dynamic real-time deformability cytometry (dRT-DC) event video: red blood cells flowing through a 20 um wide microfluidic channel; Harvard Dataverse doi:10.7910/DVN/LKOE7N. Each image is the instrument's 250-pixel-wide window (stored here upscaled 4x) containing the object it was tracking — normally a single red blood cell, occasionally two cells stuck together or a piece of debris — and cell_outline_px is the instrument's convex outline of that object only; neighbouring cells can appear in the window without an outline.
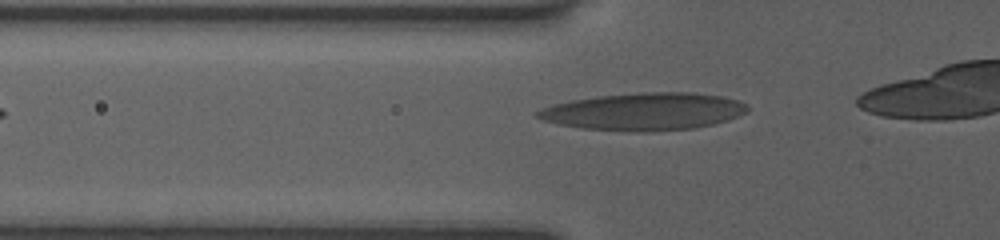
{"species": "human", "species_latin": "Homo sapiens", "temperature_condition": "room temperature", "stored_images_in_passage": 29, "camera_frame_rate_fps": 3000, "um_per_image_px": 0.085, "donor": {"sex": "female"}, "frame": {"image": 1, "passage_image": 4, "time_ms": 1.0, "image_size_px": [1000, 240], "cell_outline_px": [[748, 112], [728, 120], [716, 124], [696, 128], [644, 132], [584, 128], [560, 124], [544, 120], [536, 116], [536, 112], [544, 108], [556, 104], [572, 100], [600, 96], [640, 92], [692, 92], [720, 96], [736, 100], [748, 104]], "centroid_in_image_um": [54.83, 9.48], "position_along_channel_um": 71.0, "area_um2": 45.43}}
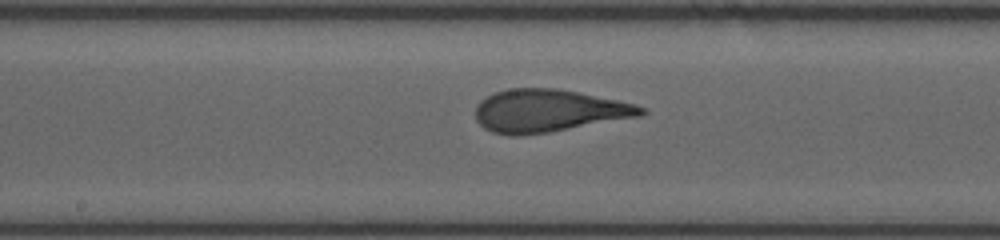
{"frame": {"image": 2, "passage_image": 14, "time_ms": 4.333, "image_size_px": [1000, 240], "cell_outline_px": [[648, 112], [640, 116], [548, 132], [520, 136], [508, 136], [492, 132], [484, 128], [476, 120], [476, 104], [480, 100], [496, 92], [508, 88], [556, 88], [616, 100], [632, 104], [644, 108]], "centroid_in_image_um": [46.56, 9.42], "position_along_channel_um": 201.6, "area_um2": 40.81}}
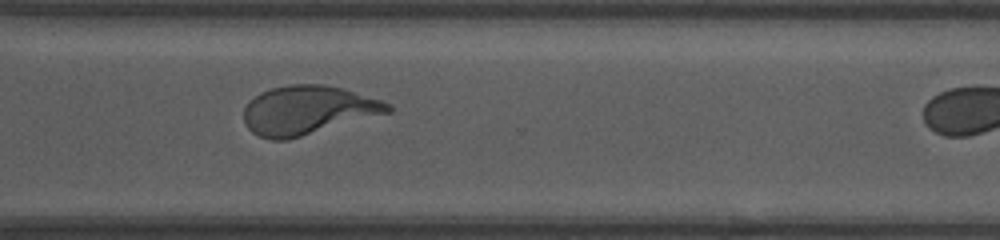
{"frame": {"image": 3, "passage_image": 25, "time_ms": 8.0, "image_size_px": [1000, 240], "cell_outline_px": [[392, 112], [288, 140], [272, 140], [260, 136], [252, 132], [244, 124], [244, 108], [248, 100], [260, 92], [272, 88], [288, 84], [324, 84], [340, 88], [380, 100], [388, 104], [392, 108]], "centroid_in_image_um": [26.12, 9.37], "position_along_channel_um": 344.5, "area_um2": 40.98}}